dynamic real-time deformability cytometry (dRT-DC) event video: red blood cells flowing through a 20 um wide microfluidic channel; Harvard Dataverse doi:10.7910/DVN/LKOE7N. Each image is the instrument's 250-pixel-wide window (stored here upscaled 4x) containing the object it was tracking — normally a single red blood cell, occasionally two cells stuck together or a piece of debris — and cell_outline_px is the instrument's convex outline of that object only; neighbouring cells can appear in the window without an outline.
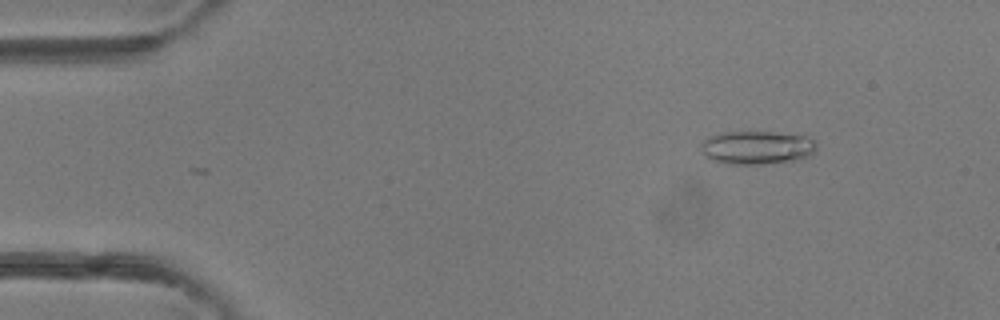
{"species": "common noctule bat (a hibernating species)", "species_latin": "Nyctalus noctula", "temperature_condition": "room temperature", "stored_images_in_passage": 4, "camera_frame_rate_fps": 3000, "um_per_image_px": 0.085, "animal": {"sex": "female"}, "frame": {"image": 1, "passage_image": 2, "time_ms": 1.333, "image_size_px": [1000, 320], "cell_outline_px": [[816, 152], [808, 156], [796, 160], [764, 164], [728, 164], [708, 160], [700, 144], [708, 136], [724, 132], [772, 132], [808, 136], [816, 140]], "centroid_in_image_um": [64.36, 12.54], "position_along_channel_um": 20.6, "area_um2": 22.72}}